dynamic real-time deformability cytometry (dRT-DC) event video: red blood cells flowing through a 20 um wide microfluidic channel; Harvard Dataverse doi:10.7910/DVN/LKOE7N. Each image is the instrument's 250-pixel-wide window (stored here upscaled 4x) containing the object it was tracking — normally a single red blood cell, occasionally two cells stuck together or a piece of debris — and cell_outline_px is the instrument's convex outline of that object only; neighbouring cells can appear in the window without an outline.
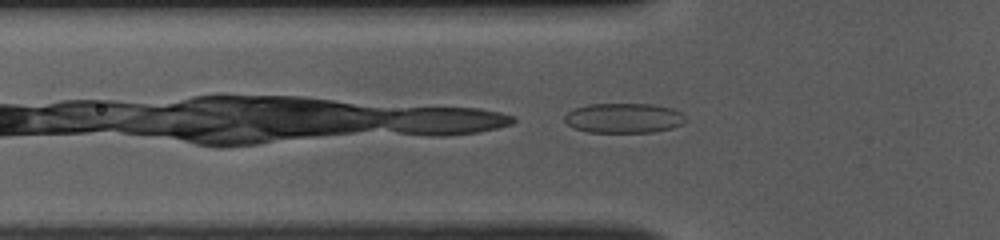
{"species": "common noctule bat (a hibernating species)", "species_latin": "Nyctalus noctula", "temperature_condition": "room temperature", "stored_images_in_passage": 31, "camera_frame_rate_fps": 3000, "um_per_image_px": 0.085, "animal": {"sex": "female", "body_mass_g": 10.0, "forearm_length_mm": 53.1}, "frame": {"image": 1, "passage_image": 2, "time_ms": 0.333, "image_size_px": [1000, 240], "cell_outline_px": [[688, 120], [684, 124], [672, 128], [652, 132], [588, 132], [576, 128], [568, 124], [564, 120], [564, 116], [572, 108], [588, 104], [652, 104], [672, 108], [680, 112]], "centroid_in_image_um": [53.04, 10.03], "position_along_channel_um": 72.8, "area_um2": 21.15}}
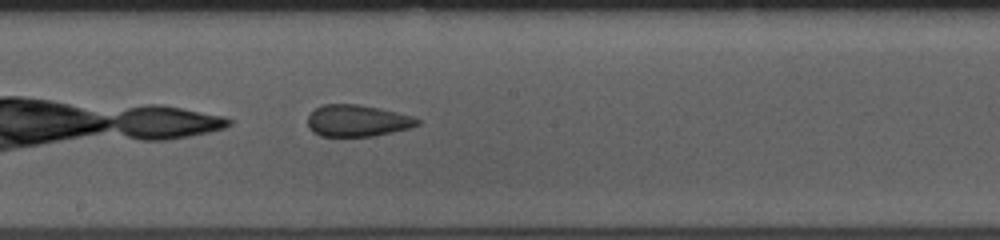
{"frame": {"image": 2, "passage_image": 13, "time_ms": 4.0, "image_size_px": [1000, 240], "cell_outline_px": [[420, 124], [408, 128], [392, 132], [372, 136], [320, 136], [312, 132], [308, 128], [308, 116], [320, 104], [356, 104], [396, 112], [412, 116], [420, 120]], "centroid_in_image_um": [30.33, 10.26], "position_along_channel_um": 217.9, "area_um2": 20.11}}
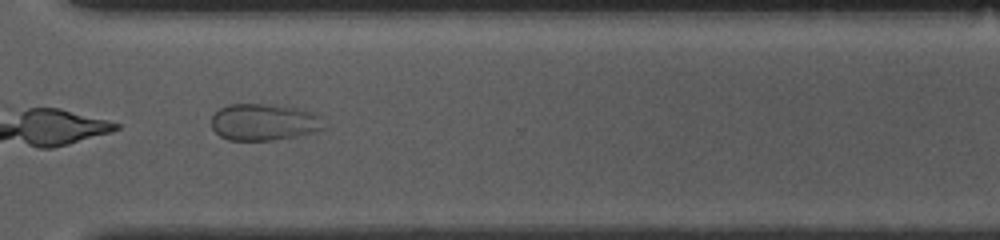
{"frame": {"image": 3, "passage_image": 23, "time_ms": 7.333, "image_size_px": [1000, 240], "cell_outline_px": [[324, 128], [296, 136], [272, 140], [228, 140], [220, 136], [212, 128], [212, 116], [220, 108], [228, 104], [276, 104], [296, 108], [312, 112], [320, 116]], "centroid_in_image_um": [22.4, 10.37], "position_along_channel_um": 348.2, "area_um2": 23.93}}